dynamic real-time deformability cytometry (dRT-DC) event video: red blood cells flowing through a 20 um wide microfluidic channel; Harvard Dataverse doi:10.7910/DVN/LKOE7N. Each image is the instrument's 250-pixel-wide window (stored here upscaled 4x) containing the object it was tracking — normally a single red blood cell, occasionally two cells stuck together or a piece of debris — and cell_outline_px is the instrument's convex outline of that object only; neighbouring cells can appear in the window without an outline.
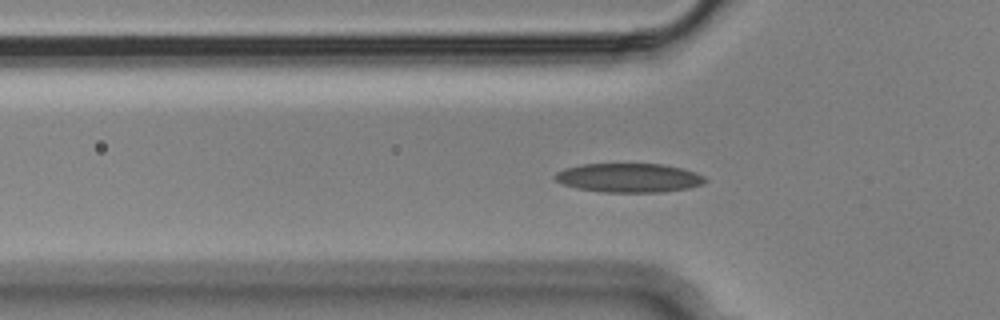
{"species": "Egyptian fruit bat (a non-hibernating species)", "species_latin": "Rousettus aegyptiacus", "temperature_condition": "cold", "stored_images_in_passage": 47, "camera_frame_rate_fps": 3000, "um_per_image_px": 0.085, "animal": {"sex": "male"}, "frame": {"image": 1, "passage_image": 16, "time_ms": 5.0, "image_size_px": [1000, 320], "cell_outline_px": [[708, 180], [704, 184], [688, 188], [664, 192], [604, 192], [576, 188], [564, 184], [556, 180], [552, 176], [556, 172], [564, 168], [584, 164], [660, 164], [680, 168], [696, 172], [704, 176]], "centroid_in_image_um": [53.46, 15.12], "position_along_channel_um": 72.3, "area_um2": 25.43}}
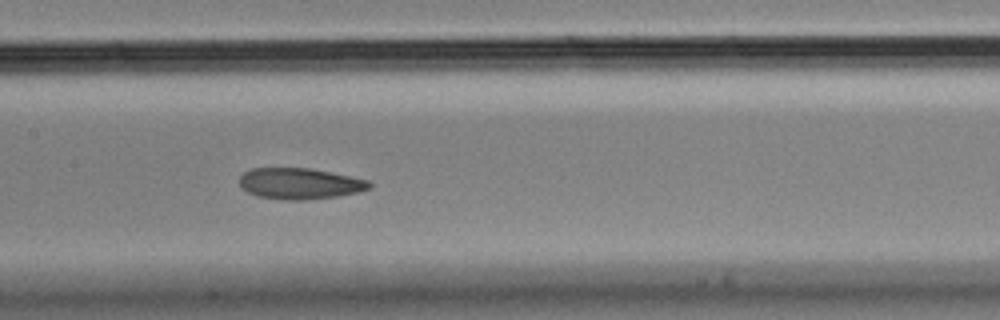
{"frame": {"image": 2, "passage_image": 25, "time_ms": 8.0, "image_size_px": [1000, 320], "cell_outline_px": [[372, 188], [360, 192], [336, 196], [308, 200], [284, 200], [256, 196], [240, 188], [240, 176], [244, 172], [252, 168], [312, 168], [352, 176], [368, 180], [372, 184]], "centroid_in_image_um": [25.5, 15.6], "position_along_channel_um": 181.9, "area_um2": 23.87}}
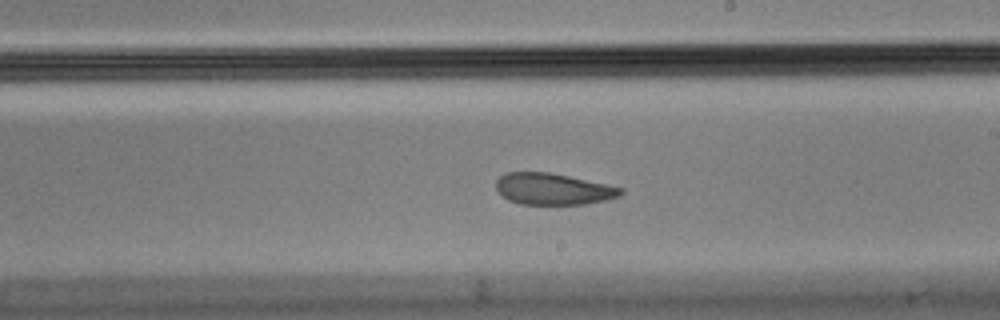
{"frame": {"image": 3, "passage_image": 30, "time_ms": 9.667, "image_size_px": [1000, 320], "cell_outline_px": [[624, 192], [620, 196], [604, 200], [584, 204], [520, 204], [508, 200], [496, 188], [496, 180], [504, 172], [552, 172], [624, 188]], "centroid_in_image_um": [47.01, 16.05], "position_along_channel_um": 242.0, "area_um2": 22.89}, "authors_computed_cell_mechanics": {"area_um2": 24.276, "velocity_mm_per_s": 3.6207, "shape_relaxation_time_tau1_ms": null, "shape_relaxation_time_tau2_ms": 3.1133, "deformation_change_tau1": null, "deformation_change_tau2": 0.0991}}